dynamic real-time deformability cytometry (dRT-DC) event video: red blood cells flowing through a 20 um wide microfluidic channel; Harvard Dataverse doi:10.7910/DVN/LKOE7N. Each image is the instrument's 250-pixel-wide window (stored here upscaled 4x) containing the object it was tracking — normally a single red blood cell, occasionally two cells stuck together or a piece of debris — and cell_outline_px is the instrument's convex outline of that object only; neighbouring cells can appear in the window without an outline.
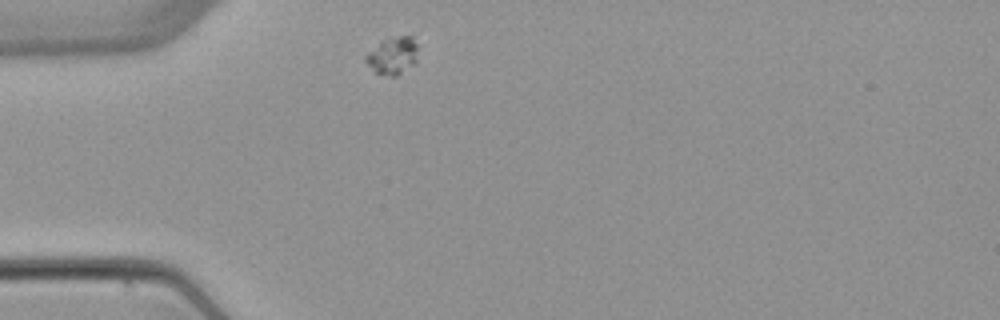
{"species": "common noctule bat (a hibernating species)", "species_latin": "Nyctalus noctula", "temperature_condition": "warm", "stored_images_in_passage": 1, "camera_frame_rate_fps": 3000, "um_per_image_px": 0.085, "animal": {"sex": "female", "body_mass_g": 22.7, "forearm_length_mm": 54.2}, "frame": {"image": 1, "passage_image": 1, "time_ms": 0.0, "image_size_px": [1000, 320], "cell_outline_px": [[416, 60], [412, 64], [396, 76], [392, 76], [376, 72], [364, 60], [364, 56], [380, 40], [400, 36], [412, 36], [416, 44]], "centroid_in_image_um": [33.34, 4.7], "position_along_channel_um": 51.7, "area_um2": 11.04}}